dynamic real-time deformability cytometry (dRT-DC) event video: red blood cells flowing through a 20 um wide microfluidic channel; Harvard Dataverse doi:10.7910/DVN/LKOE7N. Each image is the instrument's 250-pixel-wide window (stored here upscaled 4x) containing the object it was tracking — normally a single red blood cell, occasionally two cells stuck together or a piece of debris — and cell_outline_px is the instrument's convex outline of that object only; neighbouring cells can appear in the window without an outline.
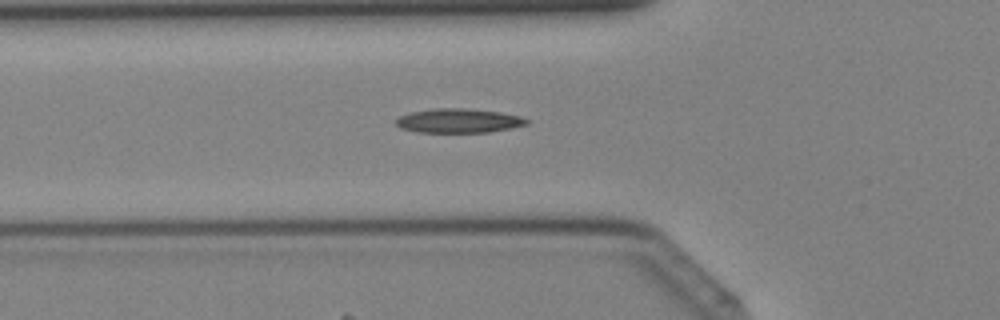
{"species": "Egyptian fruit bat (a non-hibernating species)", "species_latin": "Rousettus aegyptiacus", "temperature_condition": "cold", "stored_images_in_passage": 38, "camera_frame_rate_fps": 3000, "um_per_image_px": 0.085, "animal": {"sex": "female"}, "frame": {"image": 1, "passage_image": 14, "time_ms": 4.333, "image_size_px": [1000, 320], "cell_outline_px": [[532, 120], [528, 124], [488, 132], [416, 132], [400, 128], [396, 124], [396, 120], [400, 116], [412, 112], [432, 108], [460, 108], [500, 112], [520, 116]], "centroid_in_image_um": [38.99, 10.26], "position_along_channel_um": 86.8, "area_um2": 18.32}}
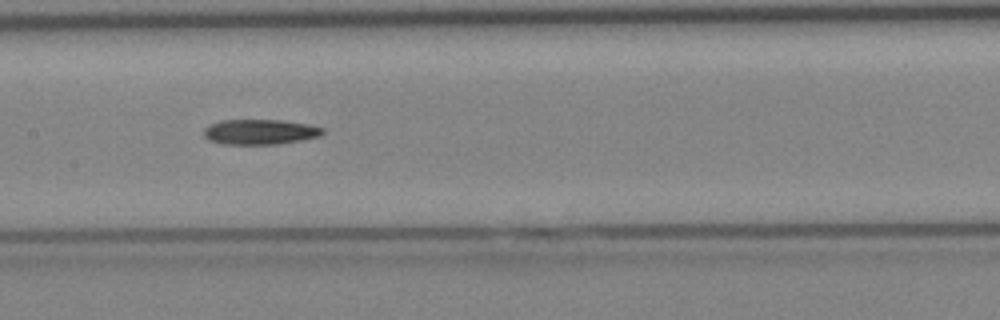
{"frame": {"image": 2, "passage_image": 20, "time_ms": 6.333, "image_size_px": [1000, 320], "cell_outline_px": [[324, 132], [320, 136], [300, 140], [276, 144], [224, 144], [208, 140], [204, 136], [204, 128], [220, 120], [280, 120], [308, 124], [324, 128]], "centroid_in_image_um": [22.09, 11.21], "position_along_channel_um": 185.3, "area_um2": 17.34}}
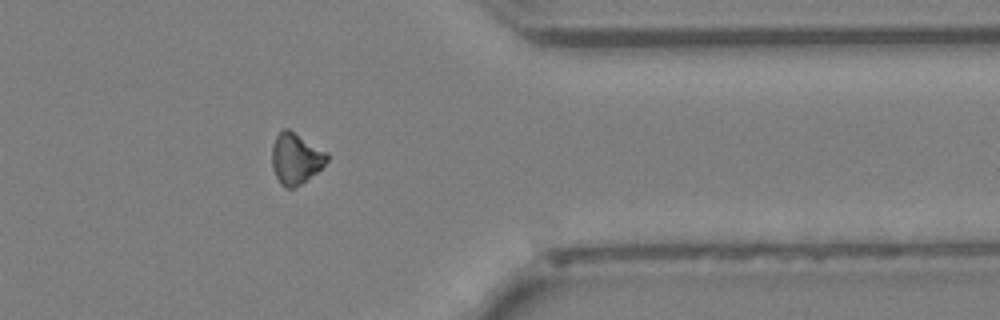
{"frame": {"image": 3, "passage_image": 33, "time_ms": 10.667, "image_size_px": [1000, 320], "cell_outline_px": [[328, 160], [316, 172], [300, 184], [292, 188], [284, 188], [280, 184], [272, 168], [272, 144], [276, 136], [284, 128], [288, 128], [328, 152]], "centroid_in_image_um": [25.12, 13.46], "position_along_channel_um": 386.3, "area_um2": 16.3}}